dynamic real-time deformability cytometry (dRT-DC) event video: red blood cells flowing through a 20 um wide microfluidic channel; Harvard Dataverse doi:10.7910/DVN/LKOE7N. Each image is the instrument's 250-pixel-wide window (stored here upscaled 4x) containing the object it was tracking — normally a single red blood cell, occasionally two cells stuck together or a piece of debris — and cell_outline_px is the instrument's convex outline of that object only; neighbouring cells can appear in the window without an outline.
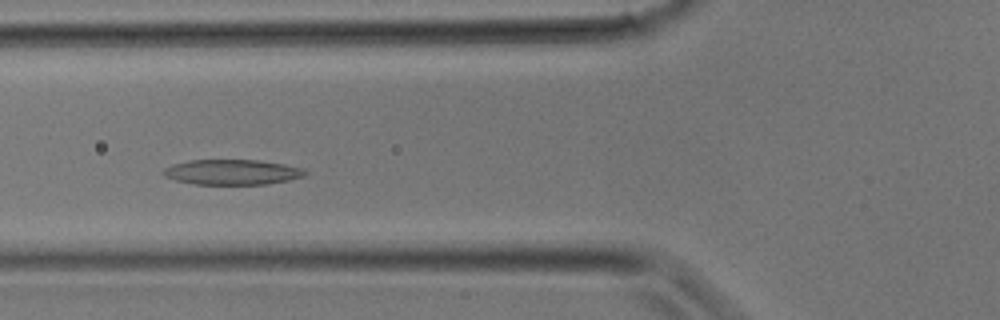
{"species": "common noctule bat (a hibernating species)", "species_latin": "Nyctalus noctula", "temperature_condition": "room temperature", "stored_images_in_passage": 20, "camera_frame_rate_fps": 3000, "um_per_image_px": 0.085, "animal": {"sex": "male", "body_mass_g": 17.9}, "frame": {"image": 1, "passage_image": 9, "time_ms": 2.667, "image_size_px": [1000, 320], "cell_outline_px": [[308, 172], [304, 176], [288, 180], [268, 184], [196, 184], [176, 180], [164, 176], [164, 168], [172, 164], [192, 160], [256, 160], [284, 164], [304, 168]], "centroid_in_image_um": [19.76, 14.63], "position_along_channel_um": 106.0, "area_um2": 20.69}}
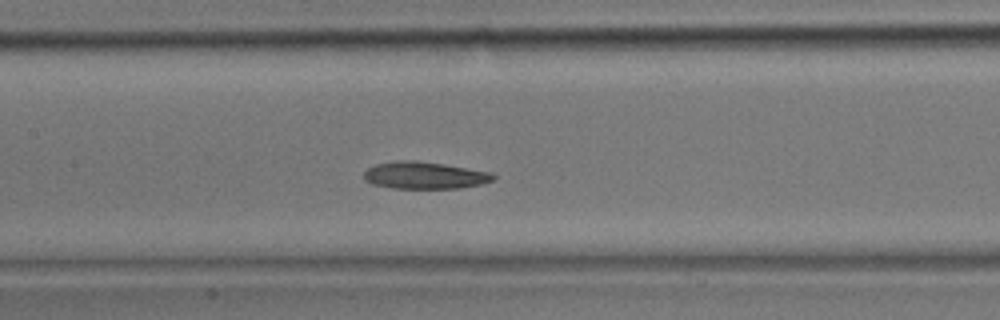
{"frame": {"image": 2, "passage_image": 12, "time_ms": 3.667, "image_size_px": [1000, 320], "cell_outline_px": [[496, 180], [480, 184], [460, 188], [392, 188], [372, 184], [364, 180], [364, 172], [368, 168], [376, 164], [396, 160], [416, 160], [444, 164], [492, 172], [496, 176]], "centroid_in_image_um": [36.1, 14.9], "position_along_channel_um": 171.3, "area_um2": 20.58}}
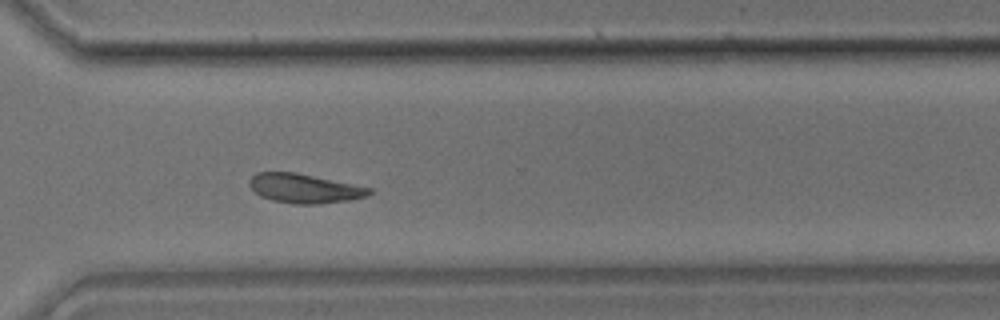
{"frame": {"image": 3, "passage_image": 20, "time_ms": 6.333, "image_size_px": [1000, 320], "cell_outline_px": [[372, 192], [368, 196], [348, 200], [320, 204], [292, 204], [272, 200], [260, 196], [248, 184], [248, 180], [256, 172], [296, 172], [372, 188]], "centroid_in_image_um": [25.86, 16.01], "position_along_channel_um": 344.7, "area_um2": 20.46}}